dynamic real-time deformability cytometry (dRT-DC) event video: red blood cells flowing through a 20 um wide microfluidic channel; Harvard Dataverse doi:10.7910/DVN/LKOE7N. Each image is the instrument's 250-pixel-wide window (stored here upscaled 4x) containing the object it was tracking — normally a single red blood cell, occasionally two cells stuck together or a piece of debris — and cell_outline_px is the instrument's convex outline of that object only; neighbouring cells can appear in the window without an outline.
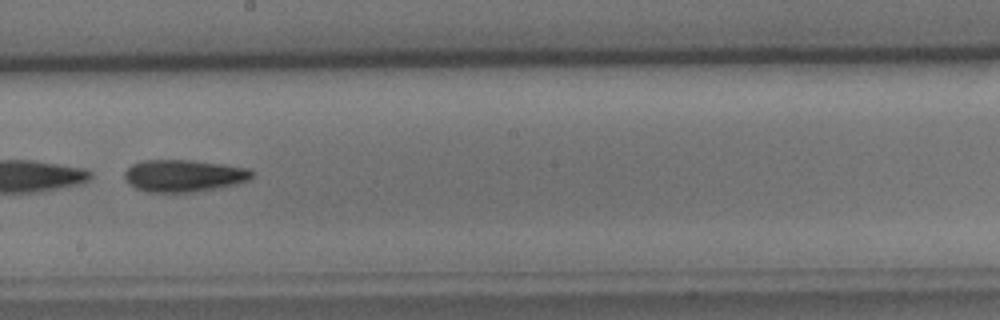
{"species": "common noctule bat (a hibernating species)", "species_latin": "Nyctalus noctula", "temperature_condition": "cold", "stored_images_in_passage": 52, "camera_frame_rate_fps": 3000, "um_per_image_px": 0.085, "animal": {"sex": "male", "body_mass_g": 15.6}, "frame": {"image": 1, "passage_image": 30, "time_ms": 9.667, "image_size_px": [1000, 320], "cell_outline_px": [[252, 176], [248, 180], [236, 184], [220, 188], [192, 192], [148, 192], [136, 188], [128, 184], [124, 180], [124, 172], [132, 164], [140, 160], [192, 160], [224, 164], [248, 168], [252, 172]], "centroid_in_image_um": [15.59, 14.93], "position_along_channel_um": 232.6, "area_um2": 24.04}}